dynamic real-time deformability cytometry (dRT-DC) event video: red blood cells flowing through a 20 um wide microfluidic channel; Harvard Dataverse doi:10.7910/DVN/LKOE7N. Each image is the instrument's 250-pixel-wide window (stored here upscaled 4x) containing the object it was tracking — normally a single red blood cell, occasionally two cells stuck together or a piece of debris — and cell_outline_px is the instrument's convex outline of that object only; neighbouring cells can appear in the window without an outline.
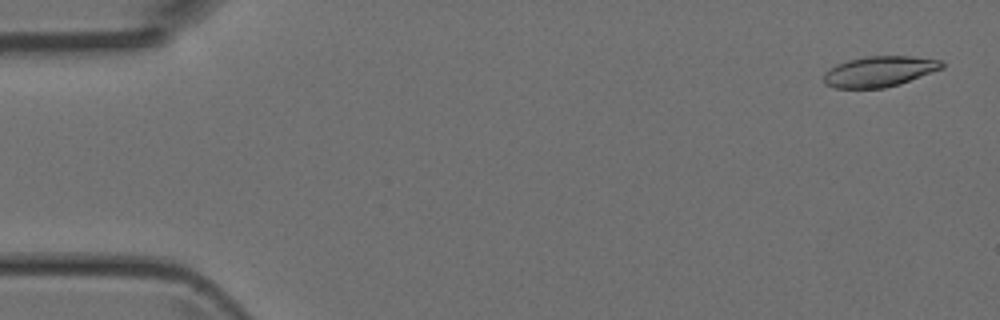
{"species": "Egyptian fruit bat (a non-hibernating species)", "species_latin": "Rousettus aegyptiacus", "temperature_condition": "room temperature", "stored_images_in_passage": 47, "camera_frame_rate_fps": 3000, "um_per_image_px": 0.085, "animal": {"sex": "female"}, "frame": {"image": 1, "passage_image": 2, "time_ms": 0.333, "image_size_px": [1000, 320], "cell_outline_px": [[944, 68], [900, 84], [884, 88], [836, 88], [824, 84], [824, 72], [828, 68], [836, 64], [848, 60], [864, 56], [908, 56], [944, 60]], "centroid_in_image_um": [74.75, 6.07], "position_along_channel_um": 10.3, "area_um2": 21.27}}
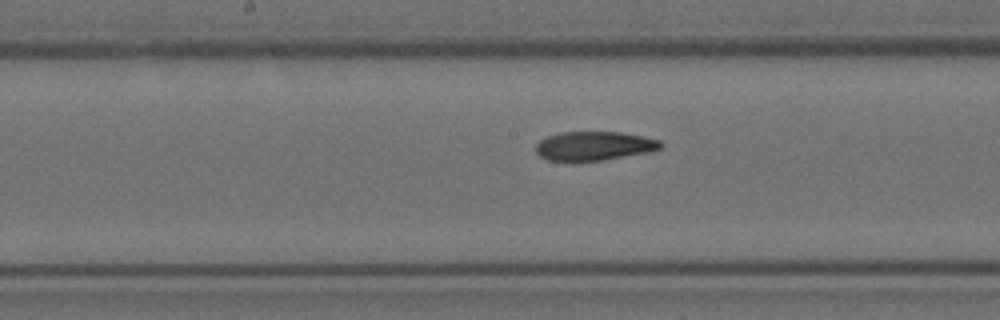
{"frame": {"image": 2, "passage_image": 24, "time_ms": 7.667, "image_size_px": [1000, 320], "cell_outline_px": [[664, 148], [604, 160], [572, 164], [548, 160], [540, 156], [536, 152], [536, 144], [540, 140], [548, 136], [560, 132], [620, 132], [660, 140], [664, 144]], "centroid_in_image_um": [50.43, 12.44], "position_along_channel_um": 197.8, "area_um2": 21.56}}
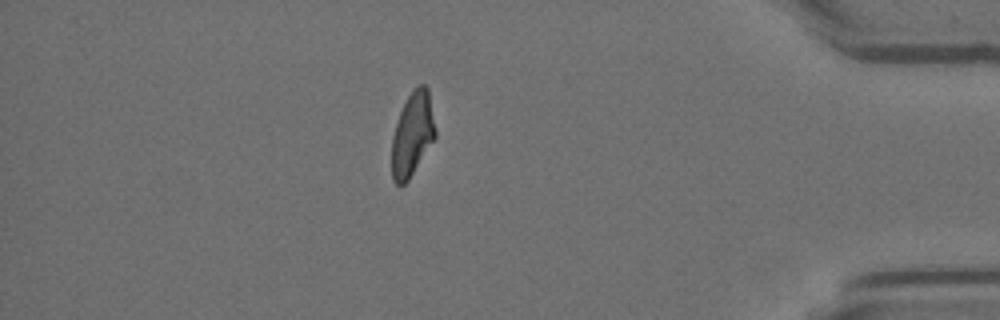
{"frame": {"image": 3, "passage_image": 41, "time_ms": 13.333, "image_size_px": [1000, 320], "cell_outline_px": [[436, 136], [408, 180], [400, 188], [392, 180], [392, 136], [400, 112], [412, 88], [420, 84], [424, 84], [428, 88], [436, 132]], "centroid_in_image_um": [35.04, 11.41], "position_along_channel_um": 400.2, "area_um2": 21.15}}